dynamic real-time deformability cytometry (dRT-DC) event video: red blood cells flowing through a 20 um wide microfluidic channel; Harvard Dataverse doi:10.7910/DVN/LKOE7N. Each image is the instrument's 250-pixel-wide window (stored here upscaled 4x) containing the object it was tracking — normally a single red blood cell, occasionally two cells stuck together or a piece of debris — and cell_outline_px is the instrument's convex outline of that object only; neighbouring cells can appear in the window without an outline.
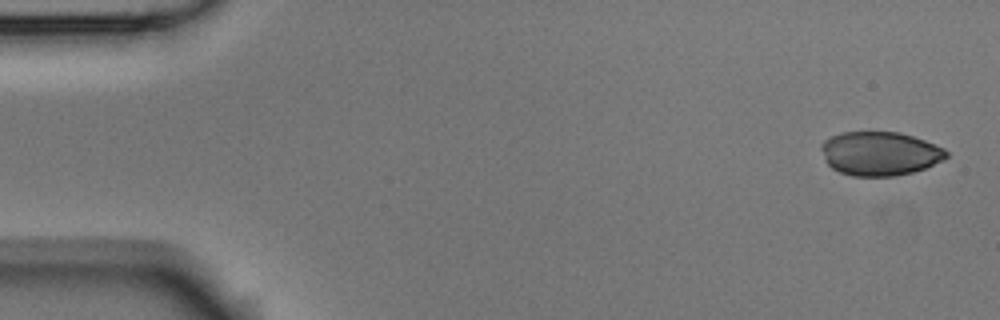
{"species": "Egyptian fruit bat (a non-hibernating species)", "species_latin": "Rousettus aegyptiacus", "temperature_condition": "room temperature", "stored_images_in_passage": 5, "camera_frame_rate_fps": 3000, "um_per_image_px": 0.085, "animal": {"sex": "male"}, "frame": {"image": 1, "passage_image": 1, "time_ms": 0.0, "image_size_px": [1000, 320], "cell_outline_px": [[948, 156], [944, 160], [924, 168], [912, 172], [892, 176], [852, 176], [840, 172], [832, 168], [824, 160], [820, 148], [820, 144], [824, 140], [840, 132], [900, 132], [924, 140], [944, 148], [948, 152]], "centroid_in_image_um": [74.76, 13.05], "position_along_channel_um": 10.2, "area_um2": 32.08}}